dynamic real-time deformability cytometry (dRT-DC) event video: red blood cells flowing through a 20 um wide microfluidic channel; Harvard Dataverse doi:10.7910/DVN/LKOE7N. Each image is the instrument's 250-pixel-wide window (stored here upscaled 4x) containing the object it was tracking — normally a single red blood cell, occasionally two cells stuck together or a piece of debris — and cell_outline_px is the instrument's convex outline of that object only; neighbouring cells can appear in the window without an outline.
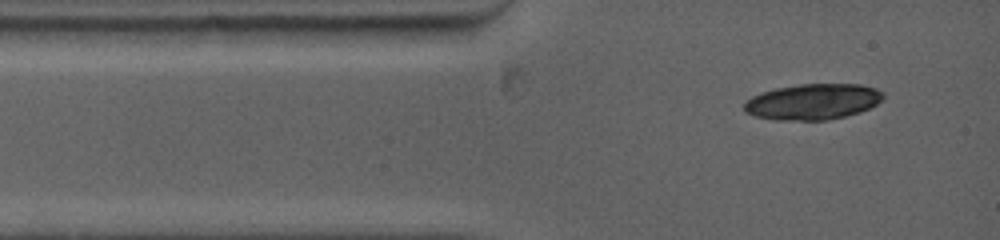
{"species": "common noctule bat (a hibernating species)", "species_latin": "Nyctalus noctula", "temperature_condition": "warm", "stored_images_in_passage": 1, "camera_frame_rate_fps": 5000, "um_per_image_px": 0.085, "animal": {"sex": "female", "body_mass_g": 19.0, "forearm_length_mm": 53.3}, "frame": {"image": 1, "passage_image": 1, "time_ms": 0.0, "image_size_px": [1000, 240], "cell_outline_px": [[884, 96], [876, 104], [860, 112], [828, 120], [772, 120], [752, 116], [744, 112], [744, 104], [752, 96], [760, 92], [776, 88], [800, 84], [860, 84], [876, 88], [884, 92]], "centroid_in_image_um": [69.06, 8.65], "position_along_channel_um": 15.9, "area_um2": 29.19}}